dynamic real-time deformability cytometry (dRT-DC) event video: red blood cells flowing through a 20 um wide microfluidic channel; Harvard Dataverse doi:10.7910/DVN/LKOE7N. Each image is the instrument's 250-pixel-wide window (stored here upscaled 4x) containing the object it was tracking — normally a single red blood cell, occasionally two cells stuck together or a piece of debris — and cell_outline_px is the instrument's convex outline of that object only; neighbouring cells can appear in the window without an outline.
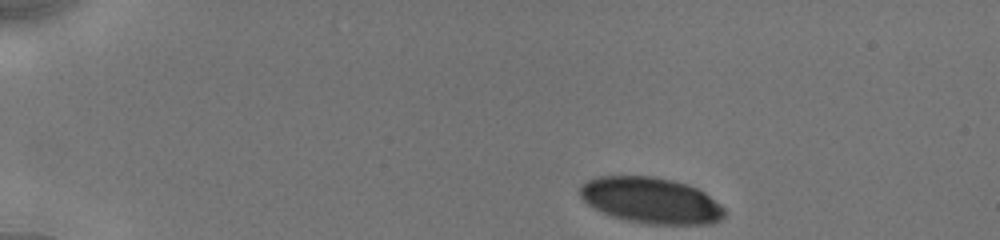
{"species": "human", "species_latin": "Homo sapiens", "temperature_condition": "cold", "stored_images_in_passage": 16, "camera_frame_rate_fps": 3000, "um_per_image_px": 0.085, "donor": {"sex": "male"}, "frame": {"image": 1, "passage_image": 1, "time_ms": 0.0, "image_size_px": [1000, 240], "cell_outline_px": [[724, 216], [720, 220], [712, 224], [644, 224], [624, 220], [612, 216], [588, 204], [580, 196], [580, 184], [596, 176], [652, 176], [672, 180], [688, 184], [704, 192], [720, 204], [724, 208]], "centroid_in_image_um": [55.33, 17.03], "position_along_channel_um": 29.7, "area_um2": 38.78}}
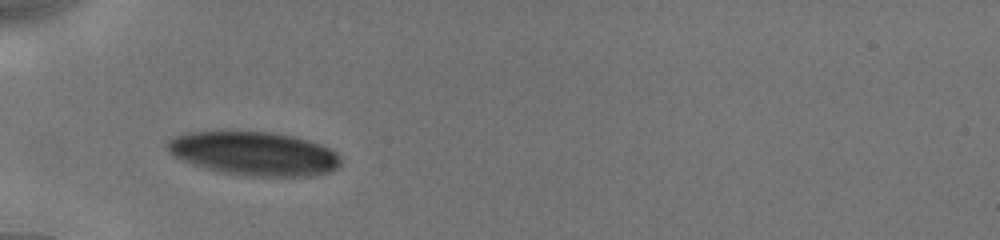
{"frame": {"image": 2, "passage_image": 15, "time_ms": 3.0, "image_size_px": [1000, 240], "cell_outline_px": [[340, 168], [332, 172], [316, 176], [244, 176], [220, 172], [204, 168], [180, 160], [172, 156], [164, 148], [164, 144], [168, 140], [184, 132], [268, 132], [292, 136], [308, 140], [320, 144], [336, 152], [340, 156]], "centroid_in_image_um": [21.57, 13.07], "position_along_channel_um": 63.4, "area_um2": 44.68}}